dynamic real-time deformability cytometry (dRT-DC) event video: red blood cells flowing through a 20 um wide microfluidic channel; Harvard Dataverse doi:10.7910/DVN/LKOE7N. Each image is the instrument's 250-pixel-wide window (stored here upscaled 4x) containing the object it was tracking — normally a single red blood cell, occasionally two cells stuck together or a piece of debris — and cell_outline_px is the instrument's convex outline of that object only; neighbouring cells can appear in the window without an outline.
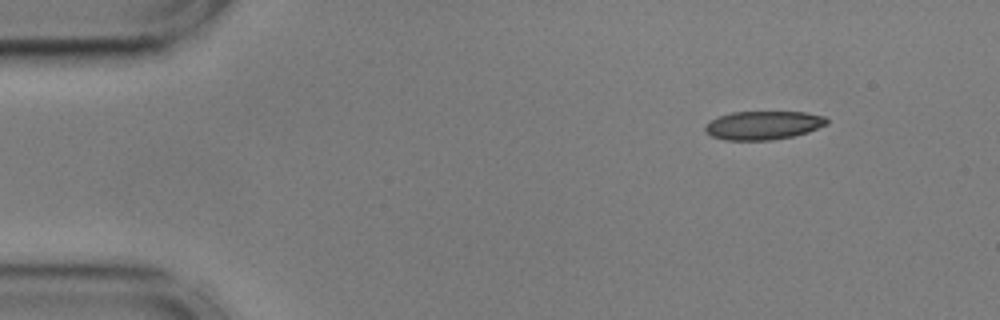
{"species": "common noctule bat (a hibernating species)", "species_latin": "Nyctalus noctula", "temperature_condition": "cold", "stored_images_in_passage": 8, "camera_frame_rate_fps": 3000, "um_per_image_px": 0.085, "animal": {"sex": "male", "body_mass_g": 17.9, "forearm_length_mm": 54.2}, "frame": {"image": 1, "passage_image": 1, "time_ms": 0.0, "image_size_px": [1000, 320], "cell_outline_px": [[828, 124], [808, 132], [792, 136], [772, 140], [724, 140], [712, 136], [704, 132], [704, 124], [716, 116], [732, 112], [804, 112], [824, 116], [828, 120]], "centroid_in_image_um": [64.83, 10.65], "position_along_channel_um": 20.2, "area_um2": 20.46}}